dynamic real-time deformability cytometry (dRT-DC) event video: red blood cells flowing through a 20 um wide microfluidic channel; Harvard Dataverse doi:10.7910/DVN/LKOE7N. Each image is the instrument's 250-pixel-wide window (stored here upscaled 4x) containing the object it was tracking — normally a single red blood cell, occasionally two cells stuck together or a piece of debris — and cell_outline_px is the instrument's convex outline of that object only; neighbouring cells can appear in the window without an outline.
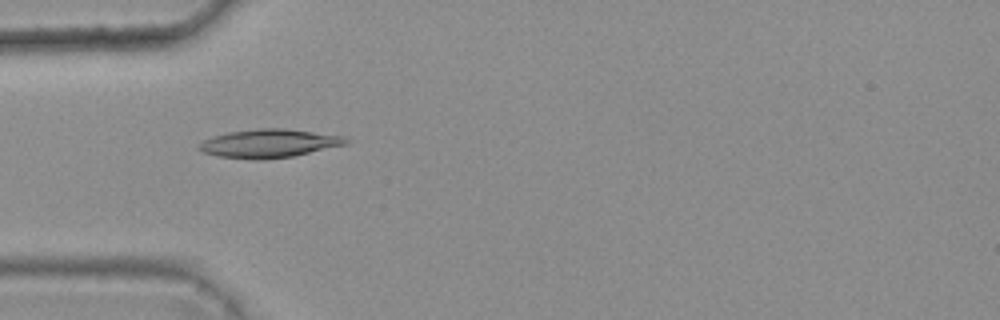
{"species": "common noctule bat (a hibernating species)", "species_latin": "Nyctalus noctula", "temperature_condition": "warm", "stored_images_in_passage": 6, "camera_frame_rate_fps": 3000, "um_per_image_px": 0.085, "animal": {"sex": "female", "body_mass_g": 25.1}, "frame": {"image": 1, "passage_image": 5, "time_ms": 1.333, "image_size_px": [1000, 320], "cell_outline_px": [[352, 140], [348, 144], [292, 156], [264, 160], [252, 160], [216, 156], [204, 152], [196, 148], [204, 140], [212, 136], [228, 132], [260, 128], [284, 128], [344, 136]], "centroid_in_image_um": [22.88, 12.19], "position_along_channel_um": 62.1, "area_um2": 24.51}}
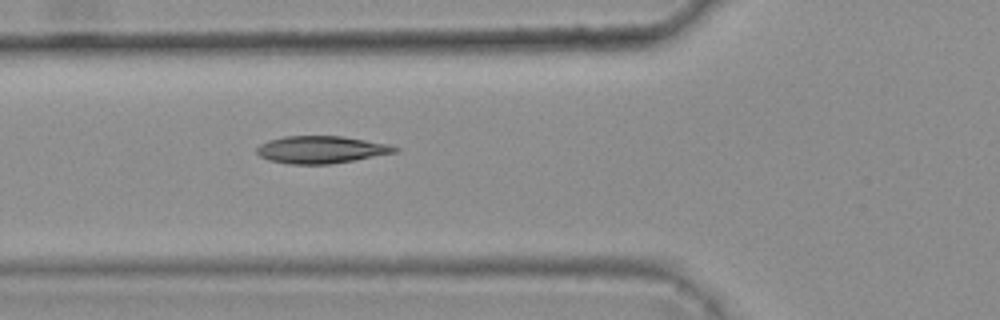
{"frame": {"image": 2, "passage_image": 6, "time_ms": 1.667, "image_size_px": [1000, 320], "cell_outline_px": [[400, 148], [396, 152], [356, 160], [332, 164], [288, 164], [268, 160], [260, 156], [256, 152], [256, 148], [260, 144], [268, 140], [284, 136], [344, 136], [388, 144]], "centroid_in_image_um": [27.28, 12.72], "position_along_channel_um": 98.5, "area_um2": 22.14}}